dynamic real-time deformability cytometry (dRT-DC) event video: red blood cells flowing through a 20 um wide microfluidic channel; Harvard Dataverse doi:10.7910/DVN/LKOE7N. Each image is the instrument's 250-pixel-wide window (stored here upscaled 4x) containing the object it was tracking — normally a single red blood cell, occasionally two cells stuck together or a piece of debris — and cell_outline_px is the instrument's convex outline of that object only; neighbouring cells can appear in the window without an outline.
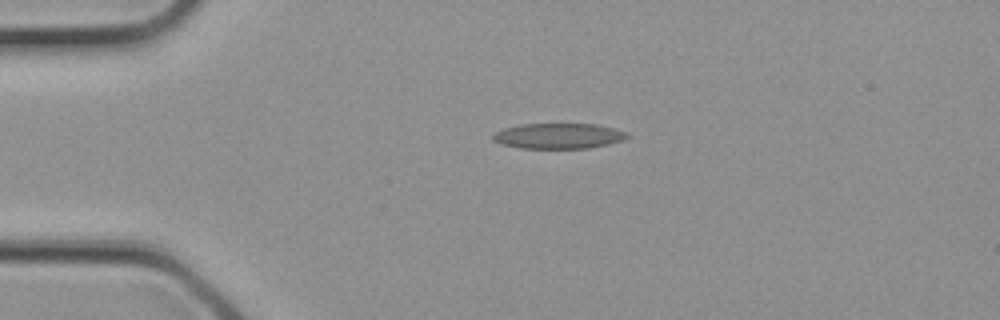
{"species": "common noctule bat (a hibernating species)", "species_latin": "Nyctalus noctula", "temperature_condition": "cold", "stored_images_in_passage": 2, "camera_frame_rate_fps": 3000, "um_per_image_px": 0.085, "animal": {"sex": "female", "body_mass_g": 21.9}, "frame": {"image": 1, "passage_image": 1, "time_ms": 0.0, "image_size_px": [1000, 320], "cell_outline_px": [[632, 136], [624, 140], [608, 144], [588, 148], [520, 148], [500, 144], [492, 140], [492, 136], [496, 132], [504, 128], [520, 124], [596, 124], [616, 128], [628, 132]], "centroid_in_image_um": [47.52, 11.55], "position_along_channel_um": 37.5, "area_um2": 20.11}}
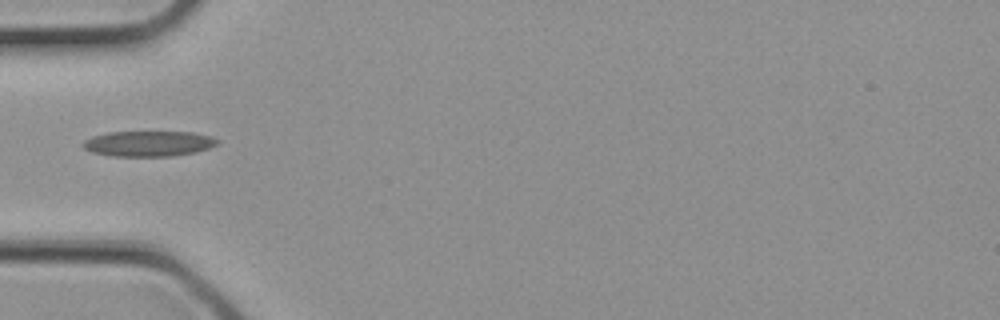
{"frame": {"image": 2, "passage_image": 2, "time_ms": 0.333, "image_size_px": [1000, 320], "cell_outline_px": [[220, 140], [216, 144], [208, 148], [196, 152], [172, 156], [112, 156], [92, 152], [84, 148], [80, 144], [84, 140], [92, 136], [108, 132], [192, 132], [212, 136]], "centroid_in_image_um": [12.61, 12.2], "position_along_channel_um": 72.4, "area_um2": 20.0}}